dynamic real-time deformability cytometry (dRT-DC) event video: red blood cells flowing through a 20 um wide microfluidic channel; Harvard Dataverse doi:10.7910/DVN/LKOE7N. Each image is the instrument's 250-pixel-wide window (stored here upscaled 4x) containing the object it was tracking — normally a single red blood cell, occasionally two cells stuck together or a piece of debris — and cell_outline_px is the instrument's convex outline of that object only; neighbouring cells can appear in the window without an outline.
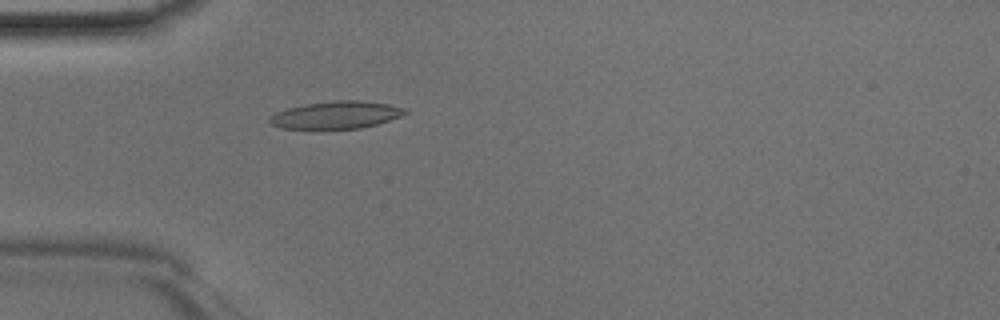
{"species": "Egyptian fruit bat (a non-hibernating species)", "species_latin": "Rousettus aegyptiacus", "temperature_condition": "room temperature", "stored_images_in_passage": 46, "camera_frame_rate_fps": 3000, "um_per_image_px": 0.085, "animal": {"sex": "male"}, "frame": {"image": 1, "passage_image": 14, "time_ms": 4.333, "image_size_px": [1000, 320], "cell_outline_px": [[408, 112], [400, 116], [376, 124], [360, 128], [312, 132], [280, 128], [272, 124], [268, 120], [268, 116], [276, 112], [288, 108], [304, 104], [336, 100], [360, 100], [388, 104], [408, 108]], "centroid_in_image_um": [28.49, 9.82], "position_along_channel_um": 56.5, "area_um2": 22.66}}
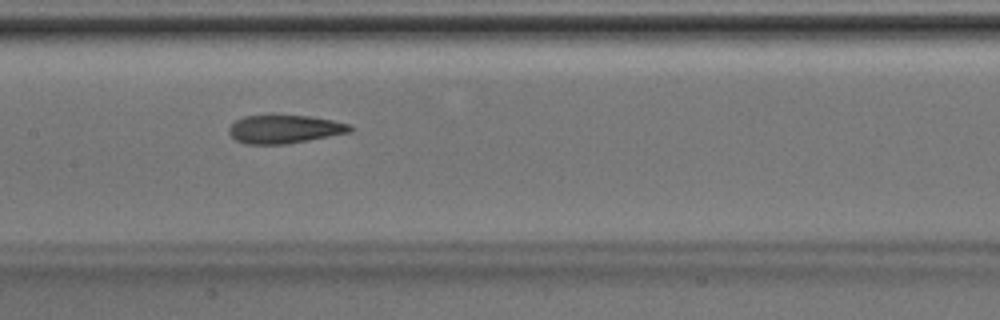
{"frame": {"image": 2, "passage_image": 23, "time_ms": 7.333, "image_size_px": [1000, 320], "cell_outline_px": [[352, 132], [308, 140], [284, 144], [244, 144], [236, 140], [228, 132], [228, 128], [236, 120], [244, 116], [308, 116], [332, 120], [348, 124], [352, 128]], "centroid_in_image_um": [24.16, 10.99], "position_along_channel_um": 183.2, "area_um2": 19.71}}
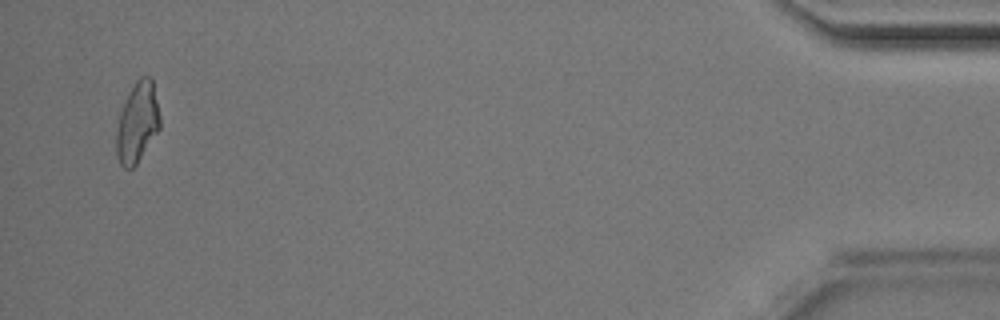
{"frame": {"image": 3, "passage_image": 45, "time_ms": 14.667, "image_size_px": [1000, 320], "cell_outline_px": [[160, 128], [136, 164], [132, 168], [124, 168], [120, 164], [116, 152], [116, 132], [120, 112], [136, 80], [140, 76], [148, 76], [152, 80], [160, 116]], "centroid_in_image_um": [11.67, 10.43], "position_along_channel_um": 423.5, "area_um2": 20.0}}